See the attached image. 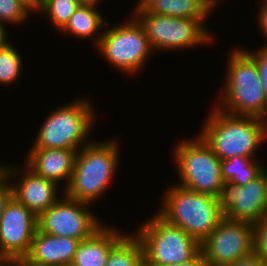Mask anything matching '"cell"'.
Wrapping results in <instances>:
<instances>
[{
	"label": "cell",
	"mask_w": 267,
	"mask_h": 266,
	"mask_svg": "<svg viewBox=\"0 0 267 266\" xmlns=\"http://www.w3.org/2000/svg\"><path fill=\"white\" fill-rule=\"evenodd\" d=\"M7 34H8L7 29L4 26L0 25V48H2L7 42H9L8 41L9 35Z\"/></svg>",
	"instance_id": "33"
},
{
	"label": "cell",
	"mask_w": 267,
	"mask_h": 266,
	"mask_svg": "<svg viewBox=\"0 0 267 266\" xmlns=\"http://www.w3.org/2000/svg\"><path fill=\"white\" fill-rule=\"evenodd\" d=\"M228 53L223 91L214 106L235 116L267 121V95L254 60L239 46Z\"/></svg>",
	"instance_id": "3"
},
{
	"label": "cell",
	"mask_w": 267,
	"mask_h": 266,
	"mask_svg": "<svg viewBox=\"0 0 267 266\" xmlns=\"http://www.w3.org/2000/svg\"><path fill=\"white\" fill-rule=\"evenodd\" d=\"M61 195L47 211L38 216L40 232L82 241L105 224L91 211V204Z\"/></svg>",
	"instance_id": "10"
},
{
	"label": "cell",
	"mask_w": 267,
	"mask_h": 266,
	"mask_svg": "<svg viewBox=\"0 0 267 266\" xmlns=\"http://www.w3.org/2000/svg\"><path fill=\"white\" fill-rule=\"evenodd\" d=\"M175 143L171 153L180 179L176 184L218 198L224 184L219 157L199 135Z\"/></svg>",
	"instance_id": "7"
},
{
	"label": "cell",
	"mask_w": 267,
	"mask_h": 266,
	"mask_svg": "<svg viewBox=\"0 0 267 266\" xmlns=\"http://www.w3.org/2000/svg\"><path fill=\"white\" fill-rule=\"evenodd\" d=\"M38 217L12 197L0 220V254L12 261L25 257L38 229Z\"/></svg>",
	"instance_id": "13"
},
{
	"label": "cell",
	"mask_w": 267,
	"mask_h": 266,
	"mask_svg": "<svg viewBox=\"0 0 267 266\" xmlns=\"http://www.w3.org/2000/svg\"><path fill=\"white\" fill-rule=\"evenodd\" d=\"M259 6L258 13H256V21L259 30L263 34L264 40L267 42V0H262ZM267 45V43L265 44Z\"/></svg>",
	"instance_id": "29"
},
{
	"label": "cell",
	"mask_w": 267,
	"mask_h": 266,
	"mask_svg": "<svg viewBox=\"0 0 267 266\" xmlns=\"http://www.w3.org/2000/svg\"><path fill=\"white\" fill-rule=\"evenodd\" d=\"M13 197V189L11 182L7 179L5 175L0 177V220L6 205L9 203L10 199Z\"/></svg>",
	"instance_id": "27"
},
{
	"label": "cell",
	"mask_w": 267,
	"mask_h": 266,
	"mask_svg": "<svg viewBox=\"0 0 267 266\" xmlns=\"http://www.w3.org/2000/svg\"><path fill=\"white\" fill-rule=\"evenodd\" d=\"M169 266H209L202 253L200 252L193 260L186 263L173 264Z\"/></svg>",
	"instance_id": "30"
},
{
	"label": "cell",
	"mask_w": 267,
	"mask_h": 266,
	"mask_svg": "<svg viewBox=\"0 0 267 266\" xmlns=\"http://www.w3.org/2000/svg\"><path fill=\"white\" fill-rule=\"evenodd\" d=\"M133 233L143 248L144 266H169L193 260L200 243L158 213L147 218Z\"/></svg>",
	"instance_id": "6"
},
{
	"label": "cell",
	"mask_w": 267,
	"mask_h": 266,
	"mask_svg": "<svg viewBox=\"0 0 267 266\" xmlns=\"http://www.w3.org/2000/svg\"><path fill=\"white\" fill-rule=\"evenodd\" d=\"M12 44L9 41L0 48V85L5 87L16 84L24 68L20 52Z\"/></svg>",
	"instance_id": "22"
},
{
	"label": "cell",
	"mask_w": 267,
	"mask_h": 266,
	"mask_svg": "<svg viewBox=\"0 0 267 266\" xmlns=\"http://www.w3.org/2000/svg\"><path fill=\"white\" fill-rule=\"evenodd\" d=\"M33 13L25 4L19 0H0V25L7 27L27 23V19Z\"/></svg>",
	"instance_id": "24"
},
{
	"label": "cell",
	"mask_w": 267,
	"mask_h": 266,
	"mask_svg": "<svg viewBox=\"0 0 267 266\" xmlns=\"http://www.w3.org/2000/svg\"><path fill=\"white\" fill-rule=\"evenodd\" d=\"M105 266H144L143 248L133 232L110 250Z\"/></svg>",
	"instance_id": "21"
},
{
	"label": "cell",
	"mask_w": 267,
	"mask_h": 266,
	"mask_svg": "<svg viewBox=\"0 0 267 266\" xmlns=\"http://www.w3.org/2000/svg\"><path fill=\"white\" fill-rule=\"evenodd\" d=\"M253 253L267 261V216L252 224Z\"/></svg>",
	"instance_id": "25"
},
{
	"label": "cell",
	"mask_w": 267,
	"mask_h": 266,
	"mask_svg": "<svg viewBox=\"0 0 267 266\" xmlns=\"http://www.w3.org/2000/svg\"><path fill=\"white\" fill-rule=\"evenodd\" d=\"M126 235L104 224L91 237L80 241L70 266H105L110 250Z\"/></svg>",
	"instance_id": "17"
},
{
	"label": "cell",
	"mask_w": 267,
	"mask_h": 266,
	"mask_svg": "<svg viewBox=\"0 0 267 266\" xmlns=\"http://www.w3.org/2000/svg\"><path fill=\"white\" fill-rule=\"evenodd\" d=\"M209 266H223L253 253L252 224L223 218L210 235L200 243Z\"/></svg>",
	"instance_id": "11"
},
{
	"label": "cell",
	"mask_w": 267,
	"mask_h": 266,
	"mask_svg": "<svg viewBox=\"0 0 267 266\" xmlns=\"http://www.w3.org/2000/svg\"><path fill=\"white\" fill-rule=\"evenodd\" d=\"M258 160L242 156L221 160L223 181L240 186L246 185L263 172L264 165Z\"/></svg>",
	"instance_id": "20"
},
{
	"label": "cell",
	"mask_w": 267,
	"mask_h": 266,
	"mask_svg": "<svg viewBox=\"0 0 267 266\" xmlns=\"http://www.w3.org/2000/svg\"><path fill=\"white\" fill-rule=\"evenodd\" d=\"M206 118L198 135L220 160L235 156L257 159L258 150L267 140L266 120L231 115L215 106Z\"/></svg>",
	"instance_id": "1"
},
{
	"label": "cell",
	"mask_w": 267,
	"mask_h": 266,
	"mask_svg": "<svg viewBox=\"0 0 267 266\" xmlns=\"http://www.w3.org/2000/svg\"><path fill=\"white\" fill-rule=\"evenodd\" d=\"M160 201L158 214L202 243L224 218L218 198L173 184Z\"/></svg>",
	"instance_id": "4"
},
{
	"label": "cell",
	"mask_w": 267,
	"mask_h": 266,
	"mask_svg": "<svg viewBox=\"0 0 267 266\" xmlns=\"http://www.w3.org/2000/svg\"><path fill=\"white\" fill-rule=\"evenodd\" d=\"M81 240L35 232L27 260L44 266H70Z\"/></svg>",
	"instance_id": "16"
},
{
	"label": "cell",
	"mask_w": 267,
	"mask_h": 266,
	"mask_svg": "<svg viewBox=\"0 0 267 266\" xmlns=\"http://www.w3.org/2000/svg\"><path fill=\"white\" fill-rule=\"evenodd\" d=\"M211 1V3H212V5L214 6V7H216L219 3V1L220 0H210Z\"/></svg>",
	"instance_id": "37"
},
{
	"label": "cell",
	"mask_w": 267,
	"mask_h": 266,
	"mask_svg": "<svg viewBox=\"0 0 267 266\" xmlns=\"http://www.w3.org/2000/svg\"><path fill=\"white\" fill-rule=\"evenodd\" d=\"M79 5L100 4L101 0H75Z\"/></svg>",
	"instance_id": "35"
},
{
	"label": "cell",
	"mask_w": 267,
	"mask_h": 266,
	"mask_svg": "<svg viewBox=\"0 0 267 266\" xmlns=\"http://www.w3.org/2000/svg\"><path fill=\"white\" fill-rule=\"evenodd\" d=\"M5 163H0V177L4 175Z\"/></svg>",
	"instance_id": "36"
},
{
	"label": "cell",
	"mask_w": 267,
	"mask_h": 266,
	"mask_svg": "<svg viewBox=\"0 0 267 266\" xmlns=\"http://www.w3.org/2000/svg\"><path fill=\"white\" fill-rule=\"evenodd\" d=\"M4 175L11 182L13 197L37 217L59 199L58 194H63L55 182L37 175L25 164H5Z\"/></svg>",
	"instance_id": "14"
},
{
	"label": "cell",
	"mask_w": 267,
	"mask_h": 266,
	"mask_svg": "<svg viewBox=\"0 0 267 266\" xmlns=\"http://www.w3.org/2000/svg\"><path fill=\"white\" fill-rule=\"evenodd\" d=\"M267 166H264V169H263V171L266 173V179H267Z\"/></svg>",
	"instance_id": "38"
},
{
	"label": "cell",
	"mask_w": 267,
	"mask_h": 266,
	"mask_svg": "<svg viewBox=\"0 0 267 266\" xmlns=\"http://www.w3.org/2000/svg\"><path fill=\"white\" fill-rule=\"evenodd\" d=\"M25 4L34 14L40 7V0H19Z\"/></svg>",
	"instance_id": "31"
},
{
	"label": "cell",
	"mask_w": 267,
	"mask_h": 266,
	"mask_svg": "<svg viewBox=\"0 0 267 266\" xmlns=\"http://www.w3.org/2000/svg\"><path fill=\"white\" fill-rule=\"evenodd\" d=\"M94 102L82 97L54 108L40 125L30 148H68L78 151L89 144L95 126Z\"/></svg>",
	"instance_id": "5"
},
{
	"label": "cell",
	"mask_w": 267,
	"mask_h": 266,
	"mask_svg": "<svg viewBox=\"0 0 267 266\" xmlns=\"http://www.w3.org/2000/svg\"><path fill=\"white\" fill-rule=\"evenodd\" d=\"M98 5L100 7V4L79 5L60 33H68L77 40L92 39L95 48L107 23Z\"/></svg>",
	"instance_id": "19"
},
{
	"label": "cell",
	"mask_w": 267,
	"mask_h": 266,
	"mask_svg": "<svg viewBox=\"0 0 267 266\" xmlns=\"http://www.w3.org/2000/svg\"><path fill=\"white\" fill-rule=\"evenodd\" d=\"M118 144V141L111 138L107 141L92 139L80 148L75 156L71 179L63 194L91 205L96 203L114 182L117 168L119 169Z\"/></svg>",
	"instance_id": "2"
},
{
	"label": "cell",
	"mask_w": 267,
	"mask_h": 266,
	"mask_svg": "<svg viewBox=\"0 0 267 266\" xmlns=\"http://www.w3.org/2000/svg\"><path fill=\"white\" fill-rule=\"evenodd\" d=\"M128 19L113 27L107 21L95 48L111 67L132 77L144 69L153 51L139 20L133 14Z\"/></svg>",
	"instance_id": "8"
},
{
	"label": "cell",
	"mask_w": 267,
	"mask_h": 266,
	"mask_svg": "<svg viewBox=\"0 0 267 266\" xmlns=\"http://www.w3.org/2000/svg\"><path fill=\"white\" fill-rule=\"evenodd\" d=\"M223 266H267V261L261 256L252 253L251 255L238 259L233 263Z\"/></svg>",
	"instance_id": "28"
},
{
	"label": "cell",
	"mask_w": 267,
	"mask_h": 266,
	"mask_svg": "<svg viewBox=\"0 0 267 266\" xmlns=\"http://www.w3.org/2000/svg\"><path fill=\"white\" fill-rule=\"evenodd\" d=\"M12 266H44V265H37L35 263L30 262L25 257L14 259L12 262Z\"/></svg>",
	"instance_id": "32"
},
{
	"label": "cell",
	"mask_w": 267,
	"mask_h": 266,
	"mask_svg": "<svg viewBox=\"0 0 267 266\" xmlns=\"http://www.w3.org/2000/svg\"><path fill=\"white\" fill-rule=\"evenodd\" d=\"M256 52L242 48L256 63L258 73L262 82V87L267 95V45L261 46Z\"/></svg>",
	"instance_id": "26"
},
{
	"label": "cell",
	"mask_w": 267,
	"mask_h": 266,
	"mask_svg": "<svg viewBox=\"0 0 267 266\" xmlns=\"http://www.w3.org/2000/svg\"><path fill=\"white\" fill-rule=\"evenodd\" d=\"M79 4L75 0H40L36 13L46 18L59 32L65 27Z\"/></svg>",
	"instance_id": "23"
},
{
	"label": "cell",
	"mask_w": 267,
	"mask_h": 266,
	"mask_svg": "<svg viewBox=\"0 0 267 266\" xmlns=\"http://www.w3.org/2000/svg\"><path fill=\"white\" fill-rule=\"evenodd\" d=\"M131 12L142 24L152 51L166 52L210 45L215 39L206 20H195L146 12L136 3Z\"/></svg>",
	"instance_id": "9"
},
{
	"label": "cell",
	"mask_w": 267,
	"mask_h": 266,
	"mask_svg": "<svg viewBox=\"0 0 267 266\" xmlns=\"http://www.w3.org/2000/svg\"><path fill=\"white\" fill-rule=\"evenodd\" d=\"M148 13L207 20L216 9L210 0H137Z\"/></svg>",
	"instance_id": "18"
},
{
	"label": "cell",
	"mask_w": 267,
	"mask_h": 266,
	"mask_svg": "<svg viewBox=\"0 0 267 266\" xmlns=\"http://www.w3.org/2000/svg\"><path fill=\"white\" fill-rule=\"evenodd\" d=\"M218 201L225 218L255 223L267 216L266 173L263 171L244 186L224 182Z\"/></svg>",
	"instance_id": "12"
},
{
	"label": "cell",
	"mask_w": 267,
	"mask_h": 266,
	"mask_svg": "<svg viewBox=\"0 0 267 266\" xmlns=\"http://www.w3.org/2000/svg\"><path fill=\"white\" fill-rule=\"evenodd\" d=\"M12 262L6 255L0 254V266H12Z\"/></svg>",
	"instance_id": "34"
},
{
	"label": "cell",
	"mask_w": 267,
	"mask_h": 266,
	"mask_svg": "<svg viewBox=\"0 0 267 266\" xmlns=\"http://www.w3.org/2000/svg\"><path fill=\"white\" fill-rule=\"evenodd\" d=\"M23 161L29 169L47 180L67 187L74 168L77 151L68 148H29Z\"/></svg>",
	"instance_id": "15"
}]
</instances>
